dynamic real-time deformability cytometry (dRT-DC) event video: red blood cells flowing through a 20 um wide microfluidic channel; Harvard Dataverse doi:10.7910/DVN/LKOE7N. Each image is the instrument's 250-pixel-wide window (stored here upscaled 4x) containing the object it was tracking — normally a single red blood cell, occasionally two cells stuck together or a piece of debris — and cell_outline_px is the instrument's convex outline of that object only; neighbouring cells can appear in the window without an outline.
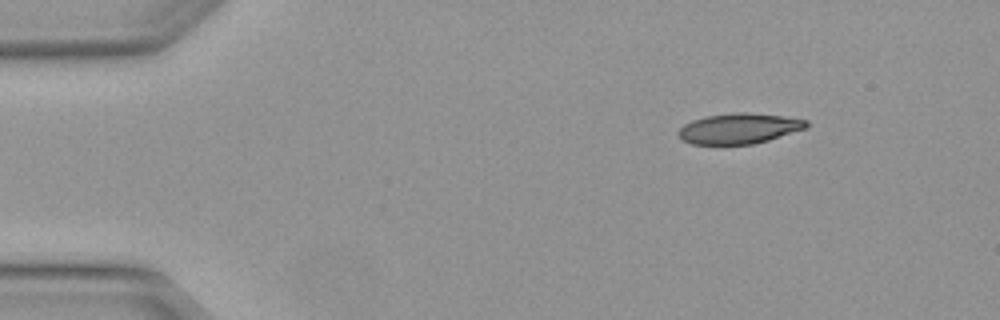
{"species": "Egyptian fruit bat (a non-hibernating species)", "species_latin": "Rousettus aegyptiacus", "temperature_condition": "warm", "stored_images_in_passage": 1, "camera_frame_rate_fps": 3000, "um_per_image_px": 0.085, "animal": {"sex": "female"}, "frame": {"image": 1, "passage_image": 1, "time_ms": 0.0, "image_size_px": [1000, 320], "cell_outline_px": [[808, 128], [768, 140], [752, 144], [692, 144], [684, 140], [676, 132], [684, 124], [692, 120], [704, 116], [736, 112], [744, 112], [784, 116], [808, 120]], "centroid_in_image_um": [62.83, 10.91], "position_along_channel_um": 22.2, "area_um2": 22.72}}